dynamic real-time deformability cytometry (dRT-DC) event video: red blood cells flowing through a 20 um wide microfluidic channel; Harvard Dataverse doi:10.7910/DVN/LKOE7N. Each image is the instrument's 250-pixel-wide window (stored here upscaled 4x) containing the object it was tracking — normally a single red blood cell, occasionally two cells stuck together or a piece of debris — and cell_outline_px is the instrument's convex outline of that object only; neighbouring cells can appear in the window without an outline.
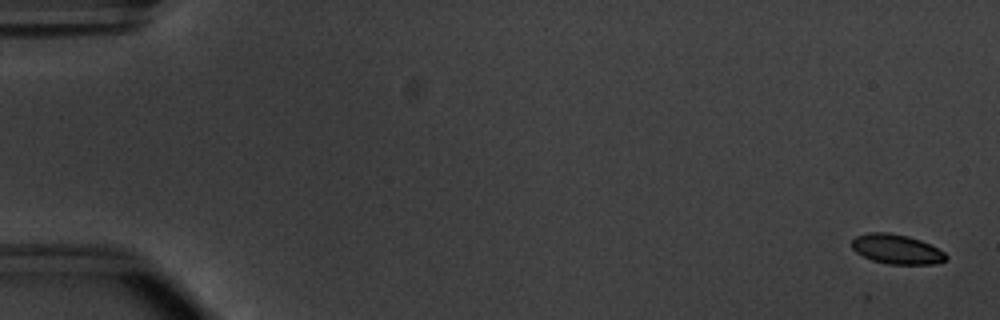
{"species": "common noctule bat (a hibernating species)", "species_latin": "Nyctalus noctula", "temperature_condition": "warm", "stored_images_in_passage": 55, "camera_frame_rate_fps": 3000, "um_per_image_px": 0.085, "animal": {"sex": "male", "body_mass_g": 20.1, "forearm_length_mm": 53.5}, "frame": {"image": 1, "passage_image": 2, "time_ms": 0.333, "image_size_px": [1000, 320], "cell_outline_px": [[948, 256], [944, 260], [936, 264], [888, 264], [872, 260], [856, 252], [852, 248], [852, 240], [856, 236], [868, 232], [888, 232], [908, 236], [920, 240], [944, 252]], "centroid_in_image_um": [76.19, 21.17], "position_along_channel_um": 8.8, "area_um2": 16.13}}
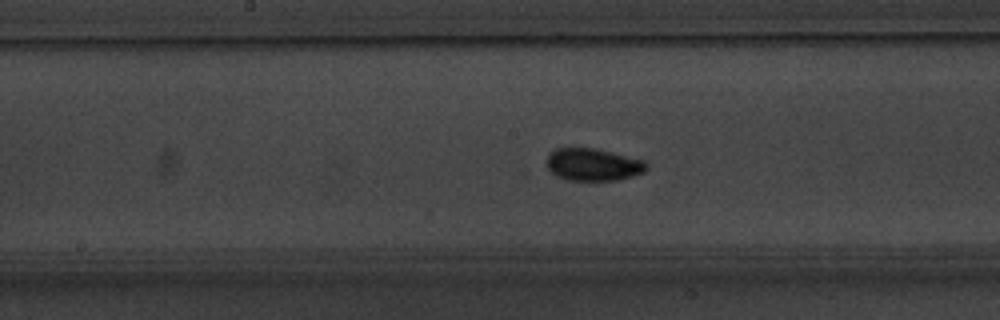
{"frame": {"image": 2, "passage_image": 29, "time_ms": 9.333, "image_size_px": [1000, 320], "cell_outline_px": [[648, 168], [644, 172], [620, 180], [568, 180], [556, 176], [544, 164], [548, 152], [556, 148], [572, 144], [612, 152], [644, 160], [648, 164]], "centroid_in_image_um": [50.34, 13.95], "position_along_channel_um": 197.9, "area_um2": 19.59}}
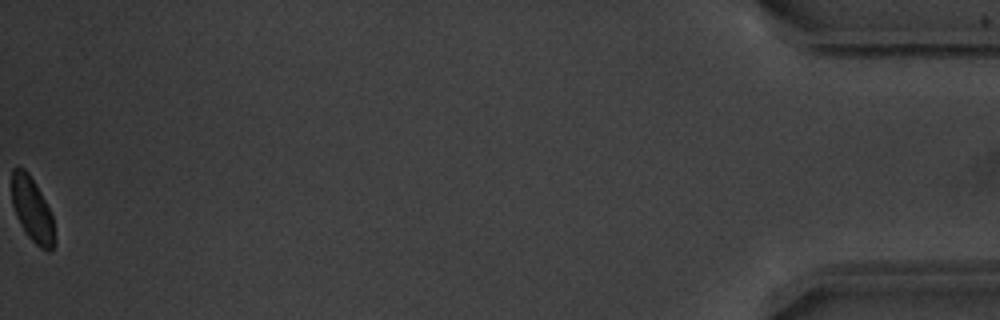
{"frame": {"image": 3, "passage_image": 55, "time_ms": 18.0, "image_size_px": [1000, 320], "cell_outline_px": [[56, 244], [52, 252], [48, 252], [40, 248], [24, 232], [16, 216], [12, 204], [12, 168], [24, 168], [28, 172], [40, 192], [52, 216], [56, 240]], "centroid_in_image_um": [2.75, 17.89], "position_along_channel_um": 432.4, "area_um2": 16.13}}